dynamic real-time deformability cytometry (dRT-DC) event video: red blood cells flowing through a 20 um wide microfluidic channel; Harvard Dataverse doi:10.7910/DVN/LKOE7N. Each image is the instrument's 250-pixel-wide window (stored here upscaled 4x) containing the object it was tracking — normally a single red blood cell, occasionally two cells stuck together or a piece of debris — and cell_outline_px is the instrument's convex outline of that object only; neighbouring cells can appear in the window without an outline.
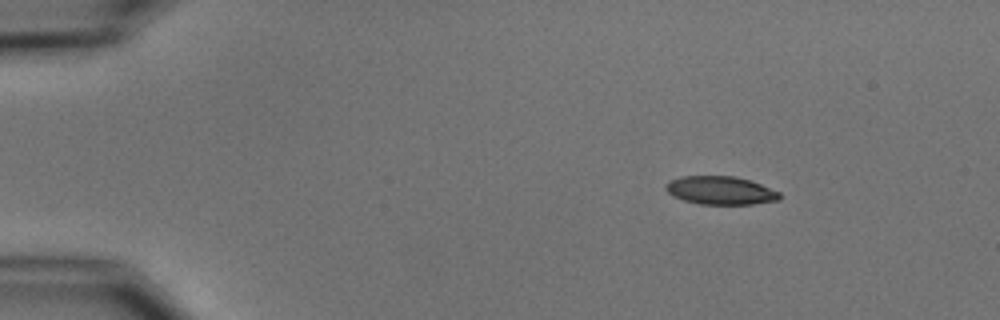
{"species": "common noctule bat (a hibernating species)", "species_latin": "Nyctalus noctula", "temperature_condition": "cold", "stored_images_in_passage": 4, "camera_frame_rate_fps": 3000, "um_per_image_px": 0.085, "animal": {"sex": "male", "body_mass_g": 15.6}, "frame": {"image": 1, "passage_image": 2, "time_ms": 1.0, "image_size_px": [1000, 320], "cell_outline_px": [[780, 200], [752, 204], [700, 204], [684, 200], [672, 196], [664, 188], [664, 184], [668, 180], [680, 176], [736, 176], [752, 180], [780, 192]], "centroid_in_image_um": [61.22, 16.17], "position_along_channel_um": 23.8, "area_um2": 19.02}}